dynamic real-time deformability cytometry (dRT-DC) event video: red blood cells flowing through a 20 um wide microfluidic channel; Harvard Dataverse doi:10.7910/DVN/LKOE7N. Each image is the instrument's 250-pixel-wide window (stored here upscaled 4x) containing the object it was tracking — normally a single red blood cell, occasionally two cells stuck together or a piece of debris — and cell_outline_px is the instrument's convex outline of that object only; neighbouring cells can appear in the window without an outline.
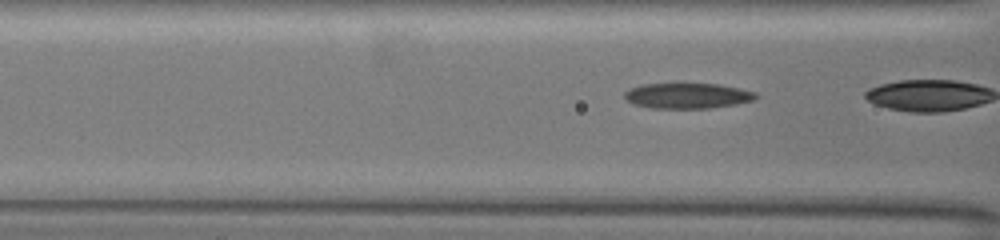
{"species": "common noctule bat (a hibernating species)", "species_latin": "Nyctalus noctula", "temperature_condition": "warm", "stored_images_in_passage": 27, "camera_frame_rate_fps": 3000, "um_per_image_px": 0.085, "animal": {"sex": "female", "body_mass_g": 19.5, "forearm_length_mm": 54.1}, "frame": {"image": 1, "passage_image": 26, "time_ms": 8.333, "image_size_px": [1000, 240], "cell_outline_px": [[756, 96], [752, 100], [736, 104], [708, 108], [652, 108], [632, 104], [624, 96], [624, 92], [632, 88], [644, 84], [716, 84], [756, 92]], "centroid_in_image_um": [58.39, 8.14], "position_along_channel_um": 108.2, "area_um2": 19.07}}